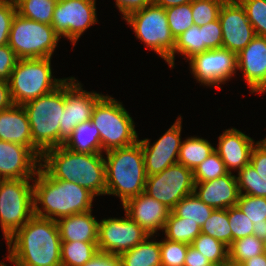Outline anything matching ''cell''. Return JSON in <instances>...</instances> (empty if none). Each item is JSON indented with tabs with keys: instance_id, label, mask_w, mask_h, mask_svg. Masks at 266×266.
<instances>
[{
	"instance_id": "obj_2",
	"label": "cell",
	"mask_w": 266,
	"mask_h": 266,
	"mask_svg": "<svg viewBox=\"0 0 266 266\" xmlns=\"http://www.w3.org/2000/svg\"><path fill=\"white\" fill-rule=\"evenodd\" d=\"M40 166L54 179L78 183L95 196L106 195L102 153H77L62 145L46 150L42 154Z\"/></svg>"
},
{
	"instance_id": "obj_39",
	"label": "cell",
	"mask_w": 266,
	"mask_h": 266,
	"mask_svg": "<svg viewBox=\"0 0 266 266\" xmlns=\"http://www.w3.org/2000/svg\"><path fill=\"white\" fill-rule=\"evenodd\" d=\"M228 171L216 151H213L202 163L193 170L194 182H206L224 176Z\"/></svg>"
},
{
	"instance_id": "obj_15",
	"label": "cell",
	"mask_w": 266,
	"mask_h": 266,
	"mask_svg": "<svg viewBox=\"0 0 266 266\" xmlns=\"http://www.w3.org/2000/svg\"><path fill=\"white\" fill-rule=\"evenodd\" d=\"M191 72L196 80L206 86H217L236 73L237 55L228 49H210L189 59Z\"/></svg>"
},
{
	"instance_id": "obj_35",
	"label": "cell",
	"mask_w": 266,
	"mask_h": 266,
	"mask_svg": "<svg viewBox=\"0 0 266 266\" xmlns=\"http://www.w3.org/2000/svg\"><path fill=\"white\" fill-rule=\"evenodd\" d=\"M201 233L212 236L229 247L232 243V232L228 221V208L215 209L202 225Z\"/></svg>"
},
{
	"instance_id": "obj_36",
	"label": "cell",
	"mask_w": 266,
	"mask_h": 266,
	"mask_svg": "<svg viewBox=\"0 0 266 266\" xmlns=\"http://www.w3.org/2000/svg\"><path fill=\"white\" fill-rule=\"evenodd\" d=\"M191 246L206 256L214 266H224L229 262L228 247L212 236L200 233Z\"/></svg>"
},
{
	"instance_id": "obj_47",
	"label": "cell",
	"mask_w": 266,
	"mask_h": 266,
	"mask_svg": "<svg viewBox=\"0 0 266 266\" xmlns=\"http://www.w3.org/2000/svg\"><path fill=\"white\" fill-rule=\"evenodd\" d=\"M250 164L259 176L266 181V141L263 139L255 143L251 153Z\"/></svg>"
},
{
	"instance_id": "obj_33",
	"label": "cell",
	"mask_w": 266,
	"mask_h": 266,
	"mask_svg": "<svg viewBox=\"0 0 266 266\" xmlns=\"http://www.w3.org/2000/svg\"><path fill=\"white\" fill-rule=\"evenodd\" d=\"M265 253L264 240L255 235L232 241L228 247L229 263L241 265L246 260Z\"/></svg>"
},
{
	"instance_id": "obj_34",
	"label": "cell",
	"mask_w": 266,
	"mask_h": 266,
	"mask_svg": "<svg viewBox=\"0 0 266 266\" xmlns=\"http://www.w3.org/2000/svg\"><path fill=\"white\" fill-rule=\"evenodd\" d=\"M212 207L201 201L195 193L182 198L172 210L178 217L197 222L200 227L214 211Z\"/></svg>"
},
{
	"instance_id": "obj_43",
	"label": "cell",
	"mask_w": 266,
	"mask_h": 266,
	"mask_svg": "<svg viewBox=\"0 0 266 266\" xmlns=\"http://www.w3.org/2000/svg\"><path fill=\"white\" fill-rule=\"evenodd\" d=\"M228 221L232 232V241L253 235V222L237 205L228 208Z\"/></svg>"
},
{
	"instance_id": "obj_4",
	"label": "cell",
	"mask_w": 266,
	"mask_h": 266,
	"mask_svg": "<svg viewBox=\"0 0 266 266\" xmlns=\"http://www.w3.org/2000/svg\"><path fill=\"white\" fill-rule=\"evenodd\" d=\"M105 153L106 194L119 196L123 205L143 193L147 175L140 142Z\"/></svg>"
},
{
	"instance_id": "obj_32",
	"label": "cell",
	"mask_w": 266,
	"mask_h": 266,
	"mask_svg": "<svg viewBox=\"0 0 266 266\" xmlns=\"http://www.w3.org/2000/svg\"><path fill=\"white\" fill-rule=\"evenodd\" d=\"M58 0H14L17 13L27 19L51 25Z\"/></svg>"
},
{
	"instance_id": "obj_42",
	"label": "cell",
	"mask_w": 266,
	"mask_h": 266,
	"mask_svg": "<svg viewBox=\"0 0 266 266\" xmlns=\"http://www.w3.org/2000/svg\"><path fill=\"white\" fill-rule=\"evenodd\" d=\"M189 245L165 238L160 242L161 266H184Z\"/></svg>"
},
{
	"instance_id": "obj_16",
	"label": "cell",
	"mask_w": 266,
	"mask_h": 266,
	"mask_svg": "<svg viewBox=\"0 0 266 266\" xmlns=\"http://www.w3.org/2000/svg\"><path fill=\"white\" fill-rule=\"evenodd\" d=\"M222 29V48L236 55L256 36L245 8L238 0H226L219 12Z\"/></svg>"
},
{
	"instance_id": "obj_55",
	"label": "cell",
	"mask_w": 266,
	"mask_h": 266,
	"mask_svg": "<svg viewBox=\"0 0 266 266\" xmlns=\"http://www.w3.org/2000/svg\"><path fill=\"white\" fill-rule=\"evenodd\" d=\"M264 249H265V253H266V240L264 241Z\"/></svg>"
},
{
	"instance_id": "obj_46",
	"label": "cell",
	"mask_w": 266,
	"mask_h": 266,
	"mask_svg": "<svg viewBox=\"0 0 266 266\" xmlns=\"http://www.w3.org/2000/svg\"><path fill=\"white\" fill-rule=\"evenodd\" d=\"M19 58L8 44L0 46V80L8 81Z\"/></svg>"
},
{
	"instance_id": "obj_40",
	"label": "cell",
	"mask_w": 266,
	"mask_h": 266,
	"mask_svg": "<svg viewBox=\"0 0 266 266\" xmlns=\"http://www.w3.org/2000/svg\"><path fill=\"white\" fill-rule=\"evenodd\" d=\"M226 0H193L192 17L194 24L203 26L219 18V12Z\"/></svg>"
},
{
	"instance_id": "obj_9",
	"label": "cell",
	"mask_w": 266,
	"mask_h": 266,
	"mask_svg": "<svg viewBox=\"0 0 266 266\" xmlns=\"http://www.w3.org/2000/svg\"><path fill=\"white\" fill-rule=\"evenodd\" d=\"M33 179H0V225L9 239L34 215Z\"/></svg>"
},
{
	"instance_id": "obj_30",
	"label": "cell",
	"mask_w": 266,
	"mask_h": 266,
	"mask_svg": "<svg viewBox=\"0 0 266 266\" xmlns=\"http://www.w3.org/2000/svg\"><path fill=\"white\" fill-rule=\"evenodd\" d=\"M166 239L181 242L188 245L201 233V227L197 222L178 217L173 211L170 212L164 226Z\"/></svg>"
},
{
	"instance_id": "obj_54",
	"label": "cell",
	"mask_w": 266,
	"mask_h": 266,
	"mask_svg": "<svg viewBox=\"0 0 266 266\" xmlns=\"http://www.w3.org/2000/svg\"><path fill=\"white\" fill-rule=\"evenodd\" d=\"M224 266H241V265H235V264H231V263H227L226 265H224Z\"/></svg>"
},
{
	"instance_id": "obj_31",
	"label": "cell",
	"mask_w": 266,
	"mask_h": 266,
	"mask_svg": "<svg viewBox=\"0 0 266 266\" xmlns=\"http://www.w3.org/2000/svg\"><path fill=\"white\" fill-rule=\"evenodd\" d=\"M98 252L97 242L62 241L61 266H83Z\"/></svg>"
},
{
	"instance_id": "obj_41",
	"label": "cell",
	"mask_w": 266,
	"mask_h": 266,
	"mask_svg": "<svg viewBox=\"0 0 266 266\" xmlns=\"http://www.w3.org/2000/svg\"><path fill=\"white\" fill-rule=\"evenodd\" d=\"M257 36L266 37V0H238Z\"/></svg>"
},
{
	"instance_id": "obj_53",
	"label": "cell",
	"mask_w": 266,
	"mask_h": 266,
	"mask_svg": "<svg viewBox=\"0 0 266 266\" xmlns=\"http://www.w3.org/2000/svg\"><path fill=\"white\" fill-rule=\"evenodd\" d=\"M241 266H266V253L246 260L241 264Z\"/></svg>"
},
{
	"instance_id": "obj_13",
	"label": "cell",
	"mask_w": 266,
	"mask_h": 266,
	"mask_svg": "<svg viewBox=\"0 0 266 266\" xmlns=\"http://www.w3.org/2000/svg\"><path fill=\"white\" fill-rule=\"evenodd\" d=\"M125 218L103 219L98 225L99 252L119 256L150 236L126 213Z\"/></svg>"
},
{
	"instance_id": "obj_25",
	"label": "cell",
	"mask_w": 266,
	"mask_h": 266,
	"mask_svg": "<svg viewBox=\"0 0 266 266\" xmlns=\"http://www.w3.org/2000/svg\"><path fill=\"white\" fill-rule=\"evenodd\" d=\"M63 146L77 153H102L100 132L91 119L77 125Z\"/></svg>"
},
{
	"instance_id": "obj_14",
	"label": "cell",
	"mask_w": 266,
	"mask_h": 266,
	"mask_svg": "<svg viewBox=\"0 0 266 266\" xmlns=\"http://www.w3.org/2000/svg\"><path fill=\"white\" fill-rule=\"evenodd\" d=\"M103 96L96 92L83 90L81 84L74 77L66 78L65 105L62 122L59 125L60 146L64 144L77 125L91 119L96 103Z\"/></svg>"
},
{
	"instance_id": "obj_17",
	"label": "cell",
	"mask_w": 266,
	"mask_h": 266,
	"mask_svg": "<svg viewBox=\"0 0 266 266\" xmlns=\"http://www.w3.org/2000/svg\"><path fill=\"white\" fill-rule=\"evenodd\" d=\"M182 118L175 123L152 146L150 139L138 140L143 150L145 172L147 176L157 174L167 167L178 163L181 146Z\"/></svg>"
},
{
	"instance_id": "obj_8",
	"label": "cell",
	"mask_w": 266,
	"mask_h": 266,
	"mask_svg": "<svg viewBox=\"0 0 266 266\" xmlns=\"http://www.w3.org/2000/svg\"><path fill=\"white\" fill-rule=\"evenodd\" d=\"M60 38L51 25L24 18L16 13L8 45L19 59L51 58Z\"/></svg>"
},
{
	"instance_id": "obj_19",
	"label": "cell",
	"mask_w": 266,
	"mask_h": 266,
	"mask_svg": "<svg viewBox=\"0 0 266 266\" xmlns=\"http://www.w3.org/2000/svg\"><path fill=\"white\" fill-rule=\"evenodd\" d=\"M237 69L243 72L251 93L266 92V37L256 35L237 54Z\"/></svg>"
},
{
	"instance_id": "obj_37",
	"label": "cell",
	"mask_w": 266,
	"mask_h": 266,
	"mask_svg": "<svg viewBox=\"0 0 266 266\" xmlns=\"http://www.w3.org/2000/svg\"><path fill=\"white\" fill-rule=\"evenodd\" d=\"M236 178L240 194L266 198V181L250 163L238 171Z\"/></svg>"
},
{
	"instance_id": "obj_6",
	"label": "cell",
	"mask_w": 266,
	"mask_h": 266,
	"mask_svg": "<svg viewBox=\"0 0 266 266\" xmlns=\"http://www.w3.org/2000/svg\"><path fill=\"white\" fill-rule=\"evenodd\" d=\"M65 80L53 79L51 58H29L18 60L8 84L13 103L23 105L54 91Z\"/></svg>"
},
{
	"instance_id": "obj_20",
	"label": "cell",
	"mask_w": 266,
	"mask_h": 266,
	"mask_svg": "<svg viewBox=\"0 0 266 266\" xmlns=\"http://www.w3.org/2000/svg\"><path fill=\"white\" fill-rule=\"evenodd\" d=\"M125 213L150 236L164 229L171 210L145 192L128 199L123 205Z\"/></svg>"
},
{
	"instance_id": "obj_7",
	"label": "cell",
	"mask_w": 266,
	"mask_h": 266,
	"mask_svg": "<svg viewBox=\"0 0 266 266\" xmlns=\"http://www.w3.org/2000/svg\"><path fill=\"white\" fill-rule=\"evenodd\" d=\"M91 121L100 132L102 153L127 147L138 141L132 117L121 102L110 96H103L96 103Z\"/></svg>"
},
{
	"instance_id": "obj_22",
	"label": "cell",
	"mask_w": 266,
	"mask_h": 266,
	"mask_svg": "<svg viewBox=\"0 0 266 266\" xmlns=\"http://www.w3.org/2000/svg\"><path fill=\"white\" fill-rule=\"evenodd\" d=\"M254 140L241 131L231 128L219 136L218 147L215 151L224 162L228 172L233 169L241 170L250 163Z\"/></svg>"
},
{
	"instance_id": "obj_27",
	"label": "cell",
	"mask_w": 266,
	"mask_h": 266,
	"mask_svg": "<svg viewBox=\"0 0 266 266\" xmlns=\"http://www.w3.org/2000/svg\"><path fill=\"white\" fill-rule=\"evenodd\" d=\"M237 206L253 222V235L266 240V198L240 194Z\"/></svg>"
},
{
	"instance_id": "obj_56",
	"label": "cell",
	"mask_w": 266,
	"mask_h": 266,
	"mask_svg": "<svg viewBox=\"0 0 266 266\" xmlns=\"http://www.w3.org/2000/svg\"><path fill=\"white\" fill-rule=\"evenodd\" d=\"M0 266H6L3 262H0Z\"/></svg>"
},
{
	"instance_id": "obj_18",
	"label": "cell",
	"mask_w": 266,
	"mask_h": 266,
	"mask_svg": "<svg viewBox=\"0 0 266 266\" xmlns=\"http://www.w3.org/2000/svg\"><path fill=\"white\" fill-rule=\"evenodd\" d=\"M38 158L26 146L0 140V179H34L41 163Z\"/></svg>"
},
{
	"instance_id": "obj_45",
	"label": "cell",
	"mask_w": 266,
	"mask_h": 266,
	"mask_svg": "<svg viewBox=\"0 0 266 266\" xmlns=\"http://www.w3.org/2000/svg\"><path fill=\"white\" fill-rule=\"evenodd\" d=\"M202 36L209 50L222 48V29L219 18L202 26Z\"/></svg>"
},
{
	"instance_id": "obj_5",
	"label": "cell",
	"mask_w": 266,
	"mask_h": 266,
	"mask_svg": "<svg viewBox=\"0 0 266 266\" xmlns=\"http://www.w3.org/2000/svg\"><path fill=\"white\" fill-rule=\"evenodd\" d=\"M65 105V81L54 91L23 104L33 144L44 153L60 146V129Z\"/></svg>"
},
{
	"instance_id": "obj_52",
	"label": "cell",
	"mask_w": 266,
	"mask_h": 266,
	"mask_svg": "<svg viewBox=\"0 0 266 266\" xmlns=\"http://www.w3.org/2000/svg\"><path fill=\"white\" fill-rule=\"evenodd\" d=\"M193 0H152V3L164 9L191 3Z\"/></svg>"
},
{
	"instance_id": "obj_21",
	"label": "cell",
	"mask_w": 266,
	"mask_h": 266,
	"mask_svg": "<svg viewBox=\"0 0 266 266\" xmlns=\"http://www.w3.org/2000/svg\"><path fill=\"white\" fill-rule=\"evenodd\" d=\"M194 193L213 209L236 206L240 196L237 178L232 172L210 181L195 183Z\"/></svg>"
},
{
	"instance_id": "obj_24",
	"label": "cell",
	"mask_w": 266,
	"mask_h": 266,
	"mask_svg": "<svg viewBox=\"0 0 266 266\" xmlns=\"http://www.w3.org/2000/svg\"><path fill=\"white\" fill-rule=\"evenodd\" d=\"M92 210L57 219L61 241L97 242L99 222Z\"/></svg>"
},
{
	"instance_id": "obj_11",
	"label": "cell",
	"mask_w": 266,
	"mask_h": 266,
	"mask_svg": "<svg viewBox=\"0 0 266 266\" xmlns=\"http://www.w3.org/2000/svg\"><path fill=\"white\" fill-rule=\"evenodd\" d=\"M194 187L193 170L176 163L147 176L144 192L172 211L182 198L194 193Z\"/></svg>"
},
{
	"instance_id": "obj_38",
	"label": "cell",
	"mask_w": 266,
	"mask_h": 266,
	"mask_svg": "<svg viewBox=\"0 0 266 266\" xmlns=\"http://www.w3.org/2000/svg\"><path fill=\"white\" fill-rule=\"evenodd\" d=\"M170 31L174 38L185 32L194 24L192 2L165 9Z\"/></svg>"
},
{
	"instance_id": "obj_49",
	"label": "cell",
	"mask_w": 266,
	"mask_h": 266,
	"mask_svg": "<svg viewBox=\"0 0 266 266\" xmlns=\"http://www.w3.org/2000/svg\"><path fill=\"white\" fill-rule=\"evenodd\" d=\"M83 266H122L119 256L98 252Z\"/></svg>"
},
{
	"instance_id": "obj_28",
	"label": "cell",
	"mask_w": 266,
	"mask_h": 266,
	"mask_svg": "<svg viewBox=\"0 0 266 266\" xmlns=\"http://www.w3.org/2000/svg\"><path fill=\"white\" fill-rule=\"evenodd\" d=\"M213 151H215V148L208 140L191 136L181 143L178 163L194 170V168L202 163Z\"/></svg>"
},
{
	"instance_id": "obj_44",
	"label": "cell",
	"mask_w": 266,
	"mask_h": 266,
	"mask_svg": "<svg viewBox=\"0 0 266 266\" xmlns=\"http://www.w3.org/2000/svg\"><path fill=\"white\" fill-rule=\"evenodd\" d=\"M16 13L14 0H0V46L8 44L12 21Z\"/></svg>"
},
{
	"instance_id": "obj_29",
	"label": "cell",
	"mask_w": 266,
	"mask_h": 266,
	"mask_svg": "<svg viewBox=\"0 0 266 266\" xmlns=\"http://www.w3.org/2000/svg\"><path fill=\"white\" fill-rule=\"evenodd\" d=\"M209 50L204 42L202 36V26L193 24L185 32L175 38L174 51L170 55V68L174 67L175 53H180L185 58L190 59L194 55L206 52Z\"/></svg>"
},
{
	"instance_id": "obj_12",
	"label": "cell",
	"mask_w": 266,
	"mask_h": 266,
	"mask_svg": "<svg viewBox=\"0 0 266 266\" xmlns=\"http://www.w3.org/2000/svg\"><path fill=\"white\" fill-rule=\"evenodd\" d=\"M95 2V0H58L51 26L60 37H66L75 46L83 32L98 21Z\"/></svg>"
},
{
	"instance_id": "obj_50",
	"label": "cell",
	"mask_w": 266,
	"mask_h": 266,
	"mask_svg": "<svg viewBox=\"0 0 266 266\" xmlns=\"http://www.w3.org/2000/svg\"><path fill=\"white\" fill-rule=\"evenodd\" d=\"M184 266H214L206 256H203L197 249L189 245L185 257Z\"/></svg>"
},
{
	"instance_id": "obj_51",
	"label": "cell",
	"mask_w": 266,
	"mask_h": 266,
	"mask_svg": "<svg viewBox=\"0 0 266 266\" xmlns=\"http://www.w3.org/2000/svg\"><path fill=\"white\" fill-rule=\"evenodd\" d=\"M8 81L0 80V111L13 105Z\"/></svg>"
},
{
	"instance_id": "obj_23",
	"label": "cell",
	"mask_w": 266,
	"mask_h": 266,
	"mask_svg": "<svg viewBox=\"0 0 266 266\" xmlns=\"http://www.w3.org/2000/svg\"><path fill=\"white\" fill-rule=\"evenodd\" d=\"M0 140L30 148L41 159L42 152L33 144L28 116L22 105L13 104L0 111Z\"/></svg>"
},
{
	"instance_id": "obj_26",
	"label": "cell",
	"mask_w": 266,
	"mask_h": 266,
	"mask_svg": "<svg viewBox=\"0 0 266 266\" xmlns=\"http://www.w3.org/2000/svg\"><path fill=\"white\" fill-rule=\"evenodd\" d=\"M148 236L129 251L119 255L122 266H161L160 241H150Z\"/></svg>"
},
{
	"instance_id": "obj_10",
	"label": "cell",
	"mask_w": 266,
	"mask_h": 266,
	"mask_svg": "<svg viewBox=\"0 0 266 266\" xmlns=\"http://www.w3.org/2000/svg\"><path fill=\"white\" fill-rule=\"evenodd\" d=\"M124 20L133 28L136 37L170 66L175 38L170 31L165 9L152 3L130 13Z\"/></svg>"
},
{
	"instance_id": "obj_3",
	"label": "cell",
	"mask_w": 266,
	"mask_h": 266,
	"mask_svg": "<svg viewBox=\"0 0 266 266\" xmlns=\"http://www.w3.org/2000/svg\"><path fill=\"white\" fill-rule=\"evenodd\" d=\"M33 184L34 215L56 220L92 210L95 195L78 183L52 178L41 166ZM41 204L43 211L38 206ZM55 216V217H54Z\"/></svg>"
},
{
	"instance_id": "obj_48",
	"label": "cell",
	"mask_w": 266,
	"mask_h": 266,
	"mask_svg": "<svg viewBox=\"0 0 266 266\" xmlns=\"http://www.w3.org/2000/svg\"><path fill=\"white\" fill-rule=\"evenodd\" d=\"M116 6L125 18L130 13L140 10L145 6L152 4V0H115Z\"/></svg>"
},
{
	"instance_id": "obj_1",
	"label": "cell",
	"mask_w": 266,
	"mask_h": 266,
	"mask_svg": "<svg viewBox=\"0 0 266 266\" xmlns=\"http://www.w3.org/2000/svg\"><path fill=\"white\" fill-rule=\"evenodd\" d=\"M6 243L7 258L15 266H61L62 241L56 220L33 215Z\"/></svg>"
}]
</instances>
